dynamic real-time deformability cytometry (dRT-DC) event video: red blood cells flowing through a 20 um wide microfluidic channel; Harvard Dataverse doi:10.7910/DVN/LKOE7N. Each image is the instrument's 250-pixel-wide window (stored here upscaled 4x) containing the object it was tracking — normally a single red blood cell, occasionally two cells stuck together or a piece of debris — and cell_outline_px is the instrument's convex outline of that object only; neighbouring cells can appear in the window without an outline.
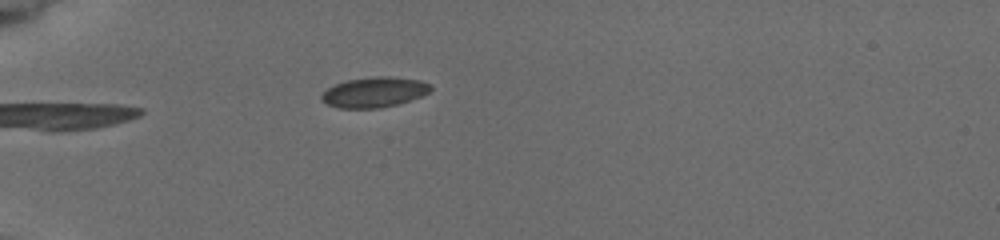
{"species": "common noctule bat (a hibernating species)", "species_latin": "Nyctalus noctula", "temperature_condition": "cold", "stored_images_in_passage": 1, "camera_frame_rate_fps": 3000, "um_per_image_px": 0.085, "animal": {"sex": "female", "body_mass_g": 19.5, "forearm_length_mm": 54.1}, "frame": {"image": 1, "passage_image": 1, "time_ms": 0.0, "image_size_px": [1000, 240], "cell_outline_px": [[432, 88], [428, 92], [420, 96], [396, 104], [380, 108], [336, 108], [320, 100], [320, 96], [328, 88], [336, 84], [348, 80], [376, 76], [388, 76], [420, 80], [432, 84]], "centroid_in_image_um": [31.8, 7.83], "position_along_channel_um": 53.2, "area_um2": 19.07}}